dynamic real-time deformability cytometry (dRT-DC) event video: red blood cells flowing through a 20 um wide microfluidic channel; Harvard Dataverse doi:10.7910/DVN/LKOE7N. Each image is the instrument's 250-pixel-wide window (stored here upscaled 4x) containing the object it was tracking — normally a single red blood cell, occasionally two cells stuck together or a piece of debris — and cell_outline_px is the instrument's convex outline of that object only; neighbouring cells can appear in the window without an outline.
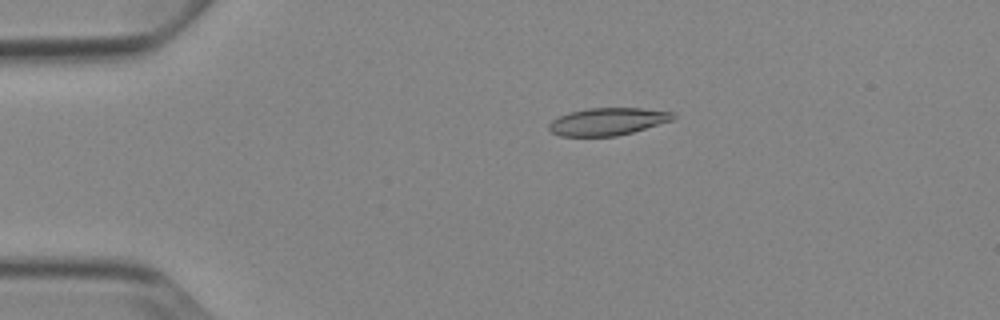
{"species": "Egyptian fruit bat (a non-hibernating species)", "species_latin": "Rousettus aegyptiacus", "temperature_condition": "cold", "stored_images_in_passage": 53, "camera_frame_rate_fps": 3000, "um_per_image_px": 0.085, "animal": {"sex": "female"}, "frame": {"image": 1, "passage_image": 11, "time_ms": 3.333, "image_size_px": [1000, 320], "cell_outline_px": [[676, 116], [672, 120], [632, 132], [616, 136], [560, 136], [552, 132], [548, 128], [548, 124], [552, 120], [568, 112], [588, 108], [644, 108], [672, 112]], "centroid_in_image_um": [51.63, 10.32], "position_along_channel_um": 33.4, "area_um2": 19.77}}
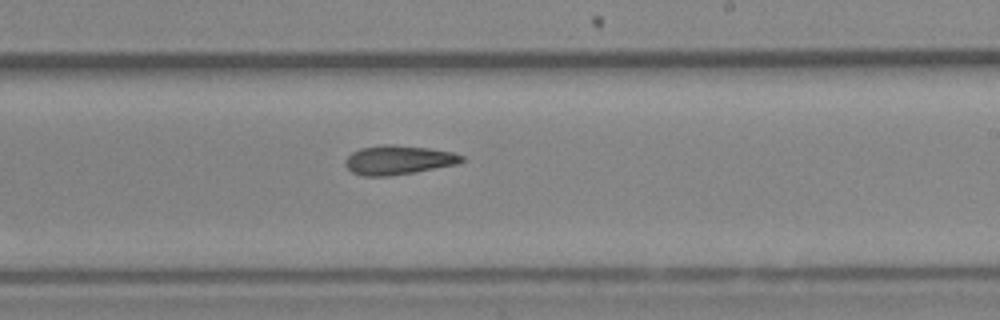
{"frame": {"image": 2, "passage_image": 32, "time_ms": 10.333, "image_size_px": [1000, 320], "cell_outline_px": [[464, 160], [460, 164], [416, 172], [388, 176], [364, 176], [352, 172], [344, 164], [344, 160], [352, 152], [360, 148], [384, 144], [392, 144], [428, 148], [452, 152], [464, 156]], "centroid_in_image_um": [33.87, 13.6], "position_along_channel_um": 255.1, "area_um2": 19.94}}
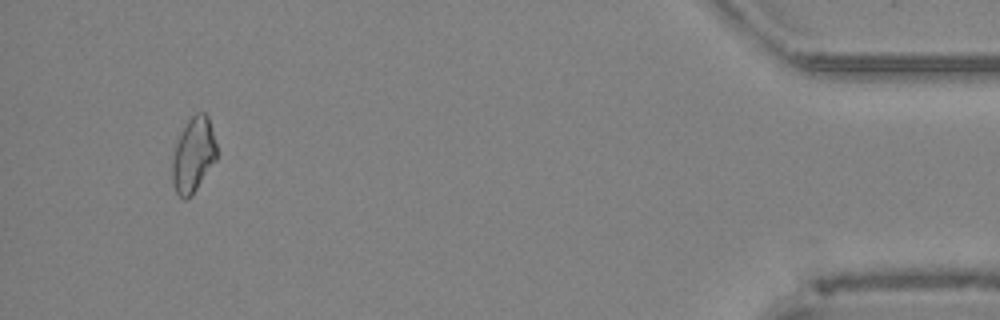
{"frame": {"image": 3, "passage_image": 50, "time_ms": 16.333, "image_size_px": [1000, 320], "cell_outline_px": [[216, 160], [192, 196], [188, 200], [184, 200], [176, 192], [172, 180], [172, 160], [176, 144], [188, 120], [196, 112], [204, 112], [208, 116], [216, 144]], "centroid_in_image_um": [16.44, 13.2], "position_along_channel_um": 418.8, "area_um2": 19.25}}